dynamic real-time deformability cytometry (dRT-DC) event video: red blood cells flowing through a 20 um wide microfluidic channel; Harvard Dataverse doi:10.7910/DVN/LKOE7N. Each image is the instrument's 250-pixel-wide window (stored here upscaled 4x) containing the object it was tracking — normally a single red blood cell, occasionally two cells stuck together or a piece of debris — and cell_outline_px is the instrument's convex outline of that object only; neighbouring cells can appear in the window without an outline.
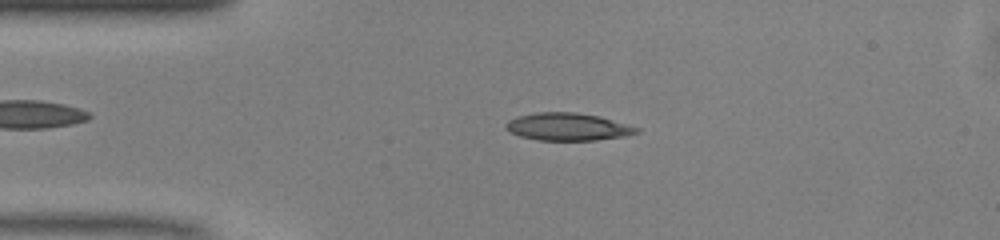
{"species": "common noctule bat (a hibernating species)", "species_latin": "Nyctalus noctula", "temperature_condition": "warm", "stored_images_in_passage": 47, "camera_frame_rate_fps": 3000, "um_per_image_px": 0.085, "animal": {"sex": "male", "body_mass_g": 13.0, "forearm_length_mm": 53.1}, "frame": {"image": 1, "passage_image": 9, "time_ms": 2.667, "image_size_px": [1000, 240], "cell_outline_px": [[640, 132], [624, 136], [596, 140], [540, 140], [520, 136], [504, 128], [504, 124], [508, 120], [516, 116], [536, 112], [576, 112], [600, 116], [628, 124], [640, 128]], "centroid_in_image_um": [48.26, 10.76], "position_along_channel_um": 36.7, "area_um2": 21.1}}
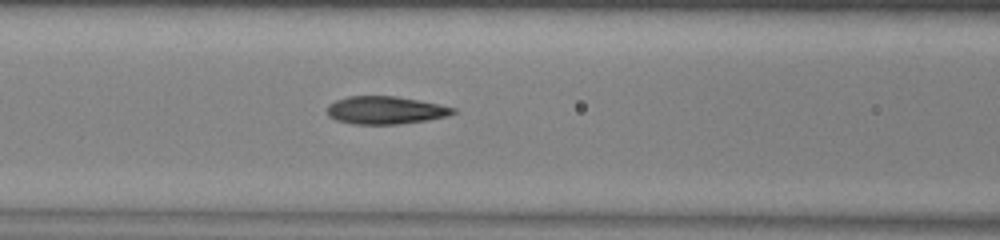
{"frame": {"image": 2, "passage_image": 18, "time_ms": 5.667, "image_size_px": [1000, 240], "cell_outline_px": [[456, 112], [448, 116], [428, 120], [396, 124], [352, 124], [336, 120], [328, 116], [328, 104], [336, 100], [348, 96], [396, 96], [420, 100], [440, 104], [456, 108]], "centroid_in_image_um": [32.78, 9.36], "position_along_channel_um": 133.8, "area_um2": 20.52}}
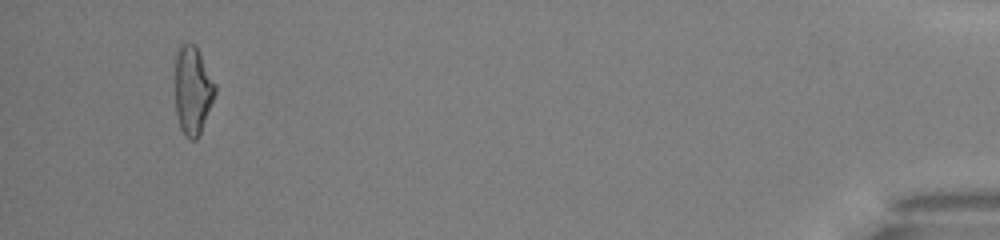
{"frame": {"image": 3, "passage_image": 45, "time_ms": 14.667, "image_size_px": [1000, 240], "cell_outline_px": [[216, 92], [200, 136], [196, 140], [192, 140], [184, 136], [180, 128], [176, 112], [176, 48], [180, 44], [196, 44], [216, 84]], "centroid_in_image_um": [16.39, 7.69], "position_along_channel_um": 418.8, "area_um2": 20.81}, "authors_computed_cell_mechanics": {"area_um2": 20.519, "velocity_mm_per_s": 4.1228, "shape_relaxation_time_tau1_ms": 5.2796, "shape_relaxation_time_tau2_ms": 1.7994, "deformation_change_tau1": 0.2093, "deformation_change_tau2": 0.1136}}